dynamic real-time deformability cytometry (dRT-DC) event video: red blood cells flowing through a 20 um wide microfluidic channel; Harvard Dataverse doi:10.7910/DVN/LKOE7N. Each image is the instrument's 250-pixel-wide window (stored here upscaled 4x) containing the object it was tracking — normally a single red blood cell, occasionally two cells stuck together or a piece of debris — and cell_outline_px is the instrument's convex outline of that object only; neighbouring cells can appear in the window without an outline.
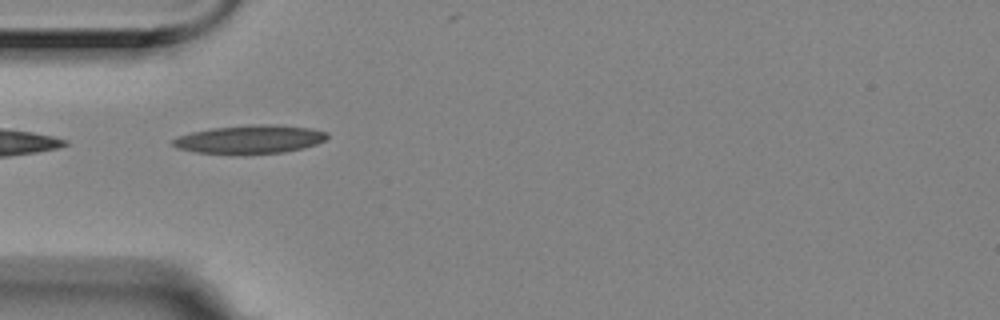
{"species": "Egyptian fruit bat (a non-hibernating species)", "species_latin": "Rousettus aegyptiacus", "temperature_condition": "room temperature", "stored_images_in_passage": 7, "camera_frame_rate_fps": 3000, "um_per_image_px": 0.085, "animal": {"sex": "female"}, "frame": {"image": 1, "passage_image": 5, "time_ms": 1.333, "image_size_px": [1000, 320], "cell_outline_px": [[328, 136], [324, 140], [316, 144], [304, 148], [284, 152], [196, 152], [176, 148], [172, 144], [172, 140], [180, 136], [192, 132], [212, 128], [248, 124], [280, 124], [312, 128], [328, 132]], "centroid_in_image_um": [21.3, 11.8], "position_along_channel_um": 63.7, "area_um2": 25.09}}
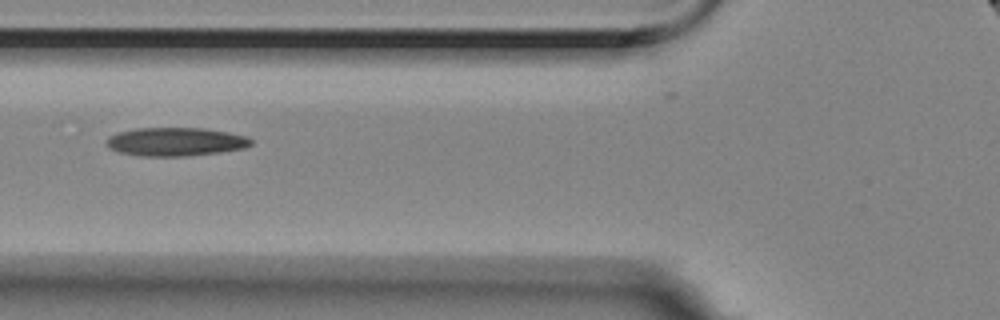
{"frame": {"image": 2, "passage_image": 6, "time_ms": 1.667, "image_size_px": [1000, 320], "cell_outline_px": [[252, 144], [244, 148], [220, 152], [184, 156], [140, 156], [120, 152], [108, 148], [108, 136], [116, 132], [136, 128], [204, 128], [228, 132], [248, 136], [252, 140]], "centroid_in_image_um": [14.93, 12.04], "position_along_channel_um": 110.9, "area_um2": 24.04}}
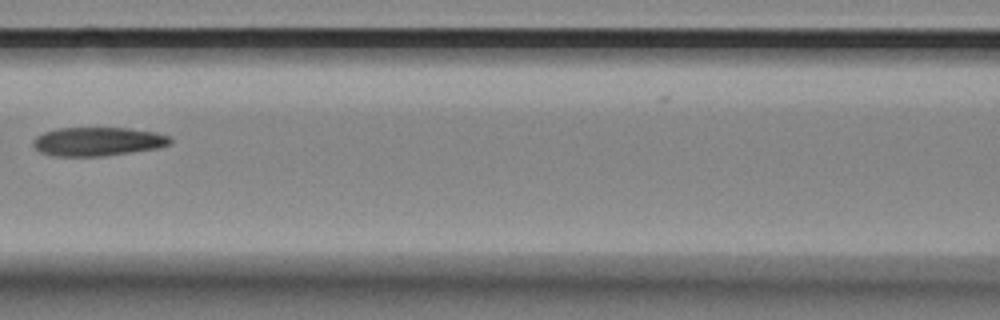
{"frame": {"image": 3, "passage_image": 7, "time_ms": 2.0, "image_size_px": [1000, 320], "cell_outline_px": [[172, 140], [168, 144], [156, 148], [132, 152], [104, 156], [56, 156], [40, 152], [32, 144], [32, 140], [36, 136], [44, 132], [56, 128], [128, 128], [156, 132], [172, 136]], "centroid_in_image_um": [8.3, 12.02], "position_along_channel_um": 158.3, "area_um2": 23.0}}